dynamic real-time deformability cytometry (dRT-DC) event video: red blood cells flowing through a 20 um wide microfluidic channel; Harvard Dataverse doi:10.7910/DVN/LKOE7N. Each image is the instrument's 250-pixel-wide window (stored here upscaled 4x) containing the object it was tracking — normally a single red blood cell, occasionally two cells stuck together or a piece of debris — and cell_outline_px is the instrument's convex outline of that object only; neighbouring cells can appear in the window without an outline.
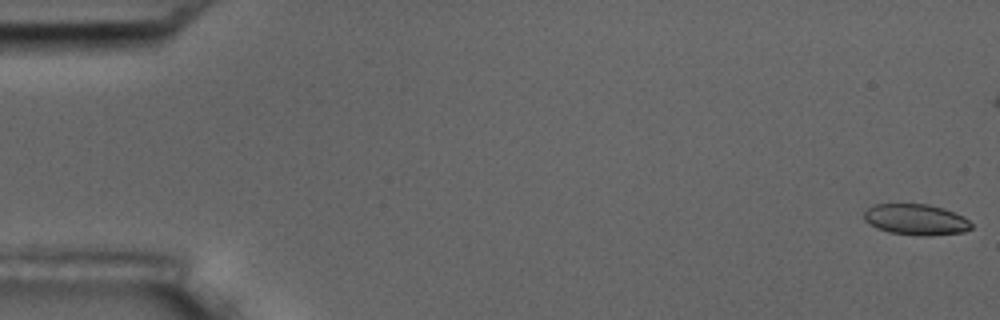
{"species": "common noctule bat (a hibernating species)", "species_latin": "Nyctalus noctula", "temperature_condition": "room temperature", "stored_images_in_passage": 11, "segment_of_instrument_passage": [1, 2], "camera_frame_rate_fps": 3000, "um_per_image_px": 0.085, "animal": {"sex": "male", "body_mass_g": 17.5, "forearm_length_mm": 52.3}, "frame": {"image": 1, "passage_image": 1, "time_ms": 0.0, "image_size_px": [1000, 320], "cell_outline_px": [[972, 228], [964, 232], [928, 236], [920, 236], [888, 232], [876, 228], [868, 224], [864, 220], [864, 212], [872, 204], [928, 204], [944, 208], [964, 216], [972, 224]], "centroid_in_image_um": [77.85, 18.66], "position_along_channel_um": 7.2, "area_um2": 19.59}}
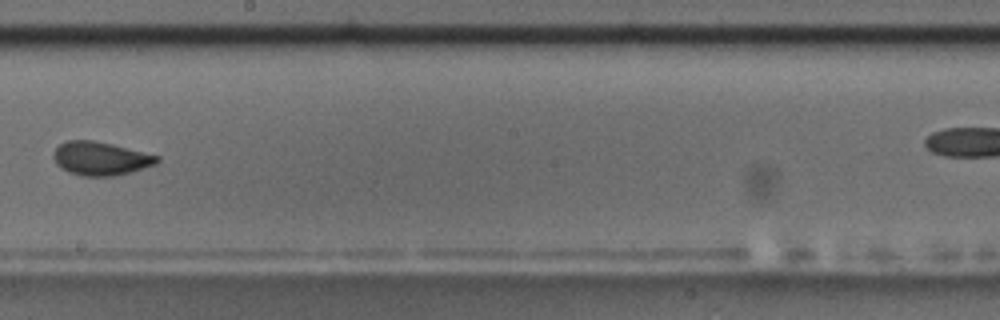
{"frame": {"image": 2, "passage_image": 10, "time_ms": 10.333, "image_size_px": [1000, 320], "cell_outline_px": [[160, 160], [156, 164], [128, 172], [112, 176], [84, 176], [68, 172], [60, 168], [56, 164], [52, 156], [56, 148], [60, 144], [68, 140], [92, 140], [112, 144], [160, 156]], "centroid_in_image_um": [8.52, 13.47], "position_along_channel_um": 239.7, "area_um2": 20.11}}